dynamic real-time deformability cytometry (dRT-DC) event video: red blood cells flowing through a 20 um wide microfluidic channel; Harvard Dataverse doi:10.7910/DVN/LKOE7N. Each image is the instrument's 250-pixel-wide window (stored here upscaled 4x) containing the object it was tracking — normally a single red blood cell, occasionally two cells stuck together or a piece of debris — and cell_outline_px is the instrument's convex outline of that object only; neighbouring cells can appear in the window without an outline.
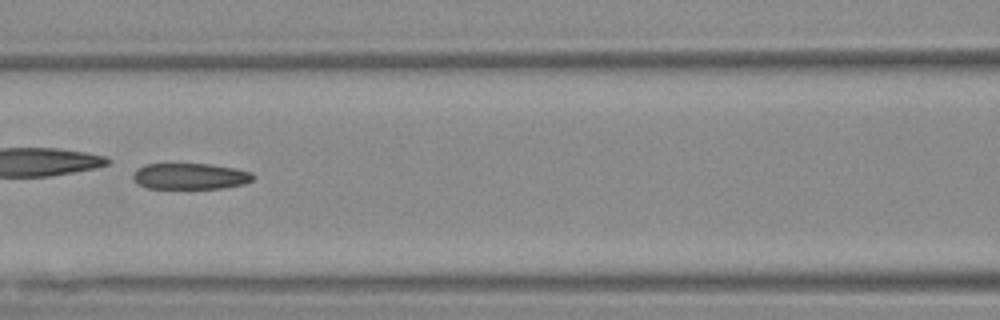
{"species": "Egyptian fruit bat (a non-hibernating species)", "species_latin": "Rousettus aegyptiacus", "temperature_condition": "warm", "stored_images_in_passage": 52, "camera_frame_rate_fps": 3000, "um_per_image_px": 0.085, "animal": {"sex": "female"}, "frame": {"image": 1, "passage_image": 23, "time_ms": 7.333, "image_size_px": [1000, 320], "cell_outline_px": [[256, 176], [252, 180], [244, 184], [224, 188], [148, 188], [136, 184], [132, 176], [136, 168], [144, 164], [208, 164], [236, 168], [252, 172]], "centroid_in_image_um": [16.16, 14.98], "position_along_channel_um": 150.4, "area_um2": 18.44}, "authors_computed_cell_mechanics": {"area_um2": 19.7676, "velocity_mm_per_s": 3.7164, "shape_relaxation_time_tau1_ms": null, "shape_relaxation_time_tau2_ms": 10.1156, "deformation_change_tau1": null, "deformation_change_tau2": 0.229}}